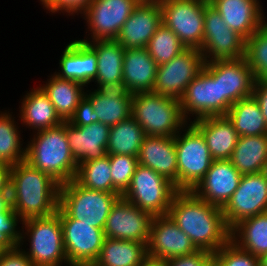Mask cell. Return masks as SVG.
<instances>
[{
    "label": "cell",
    "instance_id": "cell-54",
    "mask_svg": "<svg viewBox=\"0 0 267 266\" xmlns=\"http://www.w3.org/2000/svg\"><path fill=\"white\" fill-rule=\"evenodd\" d=\"M3 246L0 244V253H1V251L3 250Z\"/></svg>",
    "mask_w": 267,
    "mask_h": 266
},
{
    "label": "cell",
    "instance_id": "cell-13",
    "mask_svg": "<svg viewBox=\"0 0 267 266\" xmlns=\"http://www.w3.org/2000/svg\"><path fill=\"white\" fill-rule=\"evenodd\" d=\"M204 65L201 51L187 48L171 61L158 66L153 92L180 99Z\"/></svg>",
    "mask_w": 267,
    "mask_h": 266
},
{
    "label": "cell",
    "instance_id": "cell-55",
    "mask_svg": "<svg viewBox=\"0 0 267 266\" xmlns=\"http://www.w3.org/2000/svg\"><path fill=\"white\" fill-rule=\"evenodd\" d=\"M85 266H96L94 263L92 264H88V265H85Z\"/></svg>",
    "mask_w": 267,
    "mask_h": 266
},
{
    "label": "cell",
    "instance_id": "cell-10",
    "mask_svg": "<svg viewBox=\"0 0 267 266\" xmlns=\"http://www.w3.org/2000/svg\"><path fill=\"white\" fill-rule=\"evenodd\" d=\"M200 51L205 62L236 60L245 55V39L226 25L209 2L205 6L204 39Z\"/></svg>",
    "mask_w": 267,
    "mask_h": 266
},
{
    "label": "cell",
    "instance_id": "cell-20",
    "mask_svg": "<svg viewBox=\"0 0 267 266\" xmlns=\"http://www.w3.org/2000/svg\"><path fill=\"white\" fill-rule=\"evenodd\" d=\"M241 176L230 160H214L191 191L209 204L222 208L238 188Z\"/></svg>",
    "mask_w": 267,
    "mask_h": 266
},
{
    "label": "cell",
    "instance_id": "cell-48",
    "mask_svg": "<svg viewBox=\"0 0 267 266\" xmlns=\"http://www.w3.org/2000/svg\"><path fill=\"white\" fill-rule=\"evenodd\" d=\"M11 166L0 164V193L9 190Z\"/></svg>",
    "mask_w": 267,
    "mask_h": 266
},
{
    "label": "cell",
    "instance_id": "cell-40",
    "mask_svg": "<svg viewBox=\"0 0 267 266\" xmlns=\"http://www.w3.org/2000/svg\"><path fill=\"white\" fill-rule=\"evenodd\" d=\"M113 186L123 194L129 187L133 174L139 165L136 156L109 155Z\"/></svg>",
    "mask_w": 267,
    "mask_h": 266
},
{
    "label": "cell",
    "instance_id": "cell-28",
    "mask_svg": "<svg viewBox=\"0 0 267 266\" xmlns=\"http://www.w3.org/2000/svg\"><path fill=\"white\" fill-rule=\"evenodd\" d=\"M87 92L85 96L91 101L98 122L111 127L131 117L132 94L128 91L97 88Z\"/></svg>",
    "mask_w": 267,
    "mask_h": 266
},
{
    "label": "cell",
    "instance_id": "cell-22",
    "mask_svg": "<svg viewBox=\"0 0 267 266\" xmlns=\"http://www.w3.org/2000/svg\"><path fill=\"white\" fill-rule=\"evenodd\" d=\"M226 25L247 40L265 21L260 0H209Z\"/></svg>",
    "mask_w": 267,
    "mask_h": 266
},
{
    "label": "cell",
    "instance_id": "cell-45",
    "mask_svg": "<svg viewBox=\"0 0 267 266\" xmlns=\"http://www.w3.org/2000/svg\"><path fill=\"white\" fill-rule=\"evenodd\" d=\"M69 122L75 126H85L98 122V116L94 112L93 105L86 96L79 102Z\"/></svg>",
    "mask_w": 267,
    "mask_h": 266
},
{
    "label": "cell",
    "instance_id": "cell-43",
    "mask_svg": "<svg viewBox=\"0 0 267 266\" xmlns=\"http://www.w3.org/2000/svg\"><path fill=\"white\" fill-rule=\"evenodd\" d=\"M92 0H49L43 8L54 13H65L72 16L82 14Z\"/></svg>",
    "mask_w": 267,
    "mask_h": 266
},
{
    "label": "cell",
    "instance_id": "cell-32",
    "mask_svg": "<svg viewBox=\"0 0 267 266\" xmlns=\"http://www.w3.org/2000/svg\"><path fill=\"white\" fill-rule=\"evenodd\" d=\"M231 240L257 258L267 253V212L241 220L231 229Z\"/></svg>",
    "mask_w": 267,
    "mask_h": 266
},
{
    "label": "cell",
    "instance_id": "cell-7",
    "mask_svg": "<svg viewBox=\"0 0 267 266\" xmlns=\"http://www.w3.org/2000/svg\"><path fill=\"white\" fill-rule=\"evenodd\" d=\"M189 123L175 136L178 190H192L206 175L214 161L204 136Z\"/></svg>",
    "mask_w": 267,
    "mask_h": 266
},
{
    "label": "cell",
    "instance_id": "cell-38",
    "mask_svg": "<svg viewBox=\"0 0 267 266\" xmlns=\"http://www.w3.org/2000/svg\"><path fill=\"white\" fill-rule=\"evenodd\" d=\"M146 48L158 66L171 61L187 49L177 35L163 23L157 28Z\"/></svg>",
    "mask_w": 267,
    "mask_h": 266
},
{
    "label": "cell",
    "instance_id": "cell-14",
    "mask_svg": "<svg viewBox=\"0 0 267 266\" xmlns=\"http://www.w3.org/2000/svg\"><path fill=\"white\" fill-rule=\"evenodd\" d=\"M221 209L230 229L241 220L267 212V178L261 172L242 175L238 188Z\"/></svg>",
    "mask_w": 267,
    "mask_h": 266
},
{
    "label": "cell",
    "instance_id": "cell-37",
    "mask_svg": "<svg viewBox=\"0 0 267 266\" xmlns=\"http://www.w3.org/2000/svg\"><path fill=\"white\" fill-rule=\"evenodd\" d=\"M14 118L9 111L0 112V164L9 166L26 160V146L22 148L21 133Z\"/></svg>",
    "mask_w": 267,
    "mask_h": 266
},
{
    "label": "cell",
    "instance_id": "cell-25",
    "mask_svg": "<svg viewBox=\"0 0 267 266\" xmlns=\"http://www.w3.org/2000/svg\"><path fill=\"white\" fill-rule=\"evenodd\" d=\"M139 165L151 168L177 188V154L174 137L146 136L137 156Z\"/></svg>",
    "mask_w": 267,
    "mask_h": 266
},
{
    "label": "cell",
    "instance_id": "cell-6",
    "mask_svg": "<svg viewBox=\"0 0 267 266\" xmlns=\"http://www.w3.org/2000/svg\"><path fill=\"white\" fill-rule=\"evenodd\" d=\"M121 195L91 190L73 179L60 185L58 207L69 218L78 220V223L104 229L111 208Z\"/></svg>",
    "mask_w": 267,
    "mask_h": 266
},
{
    "label": "cell",
    "instance_id": "cell-12",
    "mask_svg": "<svg viewBox=\"0 0 267 266\" xmlns=\"http://www.w3.org/2000/svg\"><path fill=\"white\" fill-rule=\"evenodd\" d=\"M62 224L63 245L70 266L94 263L100 255L105 240L104 230L91 224L78 223L59 207L56 212Z\"/></svg>",
    "mask_w": 267,
    "mask_h": 266
},
{
    "label": "cell",
    "instance_id": "cell-31",
    "mask_svg": "<svg viewBox=\"0 0 267 266\" xmlns=\"http://www.w3.org/2000/svg\"><path fill=\"white\" fill-rule=\"evenodd\" d=\"M229 160L242 175L260 173L267 161V134L239 136Z\"/></svg>",
    "mask_w": 267,
    "mask_h": 266
},
{
    "label": "cell",
    "instance_id": "cell-35",
    "mask_svg": "<svg viewBox=\"0 0 267 266\" xmlns=\"http://www.w3.org/2000/svg\"><path fill=\"white\" fill-rule=\"evenodd\" d=\"M146 136L144 130L132 117L111 126L107 155L120 154L137 157Z\"/></svg>",
    "mask_w": 267,
    "mask_h": 266
},
{
    "label": "cell",
    "instance_id": "cell-27",
    "mask_svg": "<svg viewBox=\"0 0 267 266\" xmlns=\"http://www.w3.org/2000/svg\"><path fill=\"white\" fill-rule=\"evenodd\" d=\"M202 133L213 160H229L239 135L226 116H208L191 121Z\"/></svg>",
    "mask_w": 267,
    "mask_h": 266
},
{
    "label": "cell",
    "instance_id": "cell-50",
    "mask_svg": "<svg viewBox=\"0 0 267 266\" xmlns=\"http://www.w3.org/2000/svg\"><path fill=\"white\" fill-rule=\"evenodd\" d=\"M140 266H168L166 260L147 256Z\"/></svg>",
    "mask_w": 267,
    "mask_h": 266
},
{
    "label": "cell",
    "instance_id": "cell-2",
    "mask_svg": "<svg viewBox=\"0 0 267 266\" xmlns=\"http://www.w3.org/2000/svg\"><path fill=\"white\" fill-rule=\"evenodd\" d=\"M9 189L12 208L22 220L57 212L60 184L26 160L11 166Z\"/></svg>",
    "mask_w": 267,
    "mask_h": 266
},
{
    "label": "cell",
    "instance_id": "cell-52",
    "mask_svg": "<svg viewBox=\"0 0 267 266\" xmlns=\"http://www.w3.org/2000/svg\"><path fill=\"white\" fill-rule=\"evenodd\" d=\"M261 173L267 178V161L263 165V169H262Z\"/></svg>",
    "mask_w": 267,
    "mask_h": 266
},
{
    "label": "cell",
    "instance_id": "cell-49",
    "mask_svg": "<svg viewBox=\"0 0 267 266\" xmlns=\"http://www.w3.org/2000/svg\"><path fill=\"white\" fill-rule=\"evenodd\" d=\"M14 211L11 203V191L0 193V212Z\"/></svg>",
    "mask_w": 267,
    "mask_h": 266
},
{
    "label": "cell",
    "instance_id": "cell-34",
    "mask_svg": "<svg viewBox=\"0 0 267 266\" xmlns=\"http://www.w3.org/2000/svg\"><path fill=\"white\" fill-rule=\"evenodd\" d=\"M239 136L267 134V123L253 96L235 102L225 115Z\"/></svg>",
    "mask_w": 267,
    "mask_h": 266
},
{
    "label": "cell",
    "instance_id": "cell-11",
    "mask_svg": "<svg viewBox=\"0 0 267 266\" xmlns=\"http://www.w3.org/2000/svg\"><path fill=\"white\" fill-rule=\"evenodd\" d=\"M213 79H220L221 116L237 101L251 97L255 77L245 58L205 62L203 68Z\"/></svg>",
    "mask_w": 267,
    "mask_h": 266
},
{
    "label": "cell",
    "instance_id": "cell-24",
    "mask_svg": "<svg viewBox=\"0 0 267 266\" xmlns=\"http://www.w3.org/2000/svg\"><path fill=\"white\" fill-rule=\"evenodd\" d=\"M87 42L97 55L95 84L99 89H123V60L125 49L116 40H90Z\"/></svg>",
    "mask_w": 267,
    "mask_h": 266
},
{
    "label": "cell",
    "instance_id": "cell-3",
    "mask_svg": "<svg viewBox=\"0 0 267 266\" xmlns=\"http://www.w3.org/2000/svg\"><path fill=\"white\" fill-rule=\"evenodd\" d=\"M26 145V161L48 174L60 185L75 178L78 164L72 156L66 136V121L35 132Z\"/></svg>",
    "mask_w": 267,
    "mask_h": 266
},
{
    "label": "cell",
    "instance_id": "cell-4",
    "mask_svg": "<svg viewBox=\"0 0 267 266\" xmlns=\"http://www.w3.org/2000/svg\"><path fill=\"white\" fill-rule=\"evenodd\" d=\"M131 117L147 136L174 137L188 123L179 99L154 92L132 95Z\"/></svg>",
    "mask_w": 267,
    "mask_h": 266
},
{
    "label": "cell",
    "instance_id": "cell-23",
    "mask_svg": "<svg viewBox=\"0 0 267 266\" xmlns=\"http://www.w3.org/2000/svg\"><path fill=\"white\" fill-rule=\"evenodd\" d=\"M59 78L73 80L87 86L97 75V55L95 50L80 40L71 41L65 47L60 60Z\"/></svg>",
    "mask_w": 267,
    "mask_h": 266
},
{
    "label": "cell",
    "instance_id": "cell-5",
    "mask_svg": "<svg viewBox=\"0 0 267 266\" xmlns=\"http://www.w3.org/2000/svg\"><path fill=\"white\" fill-rule=\"evenodd\" d=\"M22 224L20 245H24L25 238L28 239L30 248L27 252L23 250L33 266H61L62 263L70 266L63 245L62 224L57 213L48 217L29 218L23 220Z\"/></svg>",
    "mask_w": 267,
    "mask_h": 266
},
{
    "label": "cell",
    "instance_id": "cell-46",
    "mask_svg": "<svg viewBox=\"0 0 267 266\" xmlns=\"http://www.w3.org/2000/svg\"><path fill=\"white\" fill-rule=\"evenodd\" d=\"M0 266H33L22 245L3 248L0 253Z\"/></svg>",
    "mask_w": 267,
    "mask_h": 266
},
{
    "label": "cell",
    "instance_id": "cell-53",
    "mask_svg": "<svg viewBox=\"0 0 267 266\" xmlns=\"http://www.w3.org/2000/svg\"><path fill=\"white\" fill-rule=\"evenodd\" d=\"M41 1L40 3H42V5L44 6L49 0H39Z\"/></svg>",
    "mask_w": 267,
    "mask_h": 266
},
{
    "label": "cell",
    "instance_id": "cell-1",
    "mask_svg": "<svg viewBox=\"0 0 267 266\" xmlns=\"http://www.w3.org/2000/svg\"><path fill=\"white\" fill-rule=\"evenodd\" d=\"M198 250L215 253L231 240L221 207L209 204L191 190H179L168 214Z\"/></svg>",
    "mask_w": 267,
    "mask_h": 266
},
{
    "label": "cell",
    "instance_id": "cell-39",
    "mask_svg": "<svg viewBox=\"0 0 267 266\" xmlns=\"http://www.w3.org/2000/svg\"><path fill=\"white\" fill-rule=\"evenodd\" d=\"M244 58L255 80L267 79V21L245 40Z\"/></svg>",
    "mask_w": 267,
    "mask_h": 266
},
{
    "label": "cell",
    "instance_id": "cell-51",
    "mask_svg": "<svg viewBox=\"0 0 267 266\" xmlns=\"http://www.w3.org/2000/svg\"><path fill=\"white\" fill-rule=\"evenodd\" d=\"M260 266H267V253L260 258Z\"/></svg>",
    "mask_w": 267,
    "mask_h": 266
},
{
    "label": "cell",
    "instance_id": "cell-44",
    "mask_svg": "<svg viewBox=\"0 0 267 266\" xmlns=\"http://www.w3.org/2000/svg\"><path fill=\"white\" fill-rule=\"evenodd\" d=\"M166 262L168 266H213V253L198 250L189 255L172 257Z\"/></svg>",
    "mask_w": 267,
    "mask_h": 266
},
{
    "label": "cell",
    "instance_id": "cell-8",
    "mask_svg": "<svg viewBox=\"0 0 267 266\" xmlns=\"http://www.w3.org/2000/svg\"><path fill=\"white\" fill-rule=\"evenodd\" d=\"M179 190L151 168L138 165L129 187L121 197L152 216L167 215Z\"/></svg>",
    "mask_w": 267,
    "mask_h": 266
},
{
    "label": "cell",
    "instance_id": "cell-41",
    "mask_svg": "<svg viewBox=\"0 0 267 266\" xmlns=\"http://www.w3.org/2000/svg\"><path fill=\"white\" fill-rule=\"evenodd\" d=\"M213 266H260V259L230 240L213 254Z\"/></svg>",
    "mask_w": 267,
    "mask_h": 266
},
{
    "label": "cell",
    "instance_id": "cell-29",
    "mask_svg": "<svg viewBox=\"0 0 267 266\" xmlns=\"http://www.w3.org/2000/svg\"><path fill=\"white\" fill-rule=\"evenodd\" d=\"M23 96L18 120L22 121L26 128L30 127L33 132H38L64 122L41 87L32 88Z\"/></svg>",
    "mask_w": 267,
    "mask_h": 266
},
{
    "label": "cell",
    "instance_id": "cell-36",
    "mask_svg": "<svg viewBox=\"0 0 267 266\" xmlns=\"http://www.w3.org/2000/svg\"><path fill=\"white\" fill-rule=\"evenodd\" d=\"M74 180L91 190L120 193L112 183L109 155L78 164Z\"/></svg>",
    "mask_w": 267,
    "mask_h": 266
},
{
    "label": "cell",
    "instance_id": "cell-15",
    "mask_svg": "<svg viewBox=\"0 0 267 266\" xmlns=\"http://www.w3.org/2000/svg\"><path fill=\"white\" fill-rule=\"evenodd\" d=\"M142 0H92L82 13L92 40H115Z\"/></svg>",
    "mask_w": 267,
    "mask_h": 266
},
{
    "label": "cell",
    "instance_id": "cell-47",
    "mask_svg": "<svg viewBox=\"0 0 267 266\" xmlns=\"http://www.w3.org/2000/svg\"><path fill=\"white\" fill-rule=\"evenodd\" d=\"M252 96L258 102L267 123V79L255 81Z\"/></svg>",
    "mask_w": 267,
    "mask_h": 266
},
{
    "label": "cell",
    "instance_id": "cell-19",
    "mask_svg": "<svg viewBox=\"0 0 267 266\" xmlns=\"http://www.w3.org/2000/svg\"><path fill=\"white\" fill-rule=\"evenodd\" d=\"M161 24L162 11L159 1L142 0L127 18L115 40L124 49L147 47Z\"/></svg>",
    "mask_w": 267,
    "mask_h": 266
},
{
    "label": "cell",
    "instance_id": "cell-42",
    "mask_svg": "<svg viewBox=\"0 0 267 266\" xmlns=\"http://www.w3.org/2000/svg\"><path fill=\"white\" fill-rule=\"evenodd\" d=\"M23 220L14 211L0 212V244L4 247H14L21 244L22 232L17 228Z\"/></svg>",
    "mask_w": 267,
    "mask_h": 266
},
{
    "label": "cell",
    "instance_id": "cell-33",
    "mask_svg": "<svg viewBox=\"0 0 267 266\" xmlns=\"http://www.w3.org/2000/svg\"><path fill=\"white\" fill-rule=\"evenodd\" d=\"M147 257V245L137 241L105 238L96 266H140Z\"/></svg>",
    "mask_w": 267,
    "mask_h": 266
},
{
    "label": "cell",
    "instance_id": "cell-16",
    "mask_svg": "<svg viewBox=\"0 0 267 266\" xmlns=\"http://www.w3.org/2000/svg\"><path fill=\"white\" fill-rule=\"evenodd\" d=\"M153 216L120 197L107 217L105 238L148 244Z\"/></svg>",
    "mask_w": 267,
    "mask_h": 266
},
{
    "label": "cell",
    "instance_id": "cell-17",
    "mask_svg": "<svg viewBox=\"0 0 267 266\" xmlns=\"http://www.w3.org/2000/svg\"><path fill=\"white\" fill-rule=\"evenodd\" d=\"M179 101L181 113L188 122L190 114L195 116L194 120L208 116H221L220 79H213L203 69L190 82Z\"/></svg>",
    "mask_w": 267,
    "mask_h": 266
},
{
    "label": "cell",
    "instance_id": "cell-21",
    "mask_svg": "<svg viewBox=\"0 0 267 266\" xmlns=\"http://www.w3.org/2000/svg\"><path fill=\"white\" fill-rule=\"evenodd\" d=\"M109 129L108 125L100 122L75 126L66 121L68 144L77 164L100 159L107 155Z\"/></svg>",
    "mask_w": 267,
    "mask_h": 266
},
{
    "label": "cell",
    "instance_id": "cell-9",
    "mask_svg": "<svg viewBox=\"0 0 267 266\" xmlns=\"http://www.w3.org/2000/svg\"><path fill=\"white\" fill-rule=\"evenodd\" d=\"M162 23L186 46L201 50L204 39V13L209 0H158Z\"/></svg>",
    "mask_w": 267,
    "mask_h": 266
},
{
    "label": "cell",
    "instance_id": "cell-18",
    "mask_svg": "<svg viewBox=\"0 0 267 266\" xmlns=\"http://www.w3.org/2000/svg\"><path fill=\"white\" fill-rule=\"evenodd\" d=\"M198 251L191 239L168 215L153 216L147 256L158 259L189 255Z\"/></svg>",
    "mask_w": 267,
    "mask_h": 266
},
{
    "label": "cell",
    "instance_id": "cell-30",
    "mask_svg": "<svg viewBox=\"0 0 267 266\" xmlns=\"http://www.w3.org/2000/svg\"><path fill=\"white\" fill-rule=\"evenodd\" d=\"M49 78L46 84L40 87L47 94L59 117L63 121H69L79 102L85 97V85L59 78L56 74H52Z\"/></svg>",
    "mask_w": 267,
    "mask_h": 266
},
{
    "label": "cell",
    "instance_id": "cell-26",
    "mask_svg": "<svg viewBox=\"0 0 267 266\" xmlns=\"http://www.w3.org/2000/svg\"><path fill=\"white\" fill-rule=\"evenodd\" d=\"M158 65L146 47L125 49L123 60V89L138 94L153 92Z\"/></svg>",
    "mask_w": 267,
    "mask_h": 266
}]
</instances>
